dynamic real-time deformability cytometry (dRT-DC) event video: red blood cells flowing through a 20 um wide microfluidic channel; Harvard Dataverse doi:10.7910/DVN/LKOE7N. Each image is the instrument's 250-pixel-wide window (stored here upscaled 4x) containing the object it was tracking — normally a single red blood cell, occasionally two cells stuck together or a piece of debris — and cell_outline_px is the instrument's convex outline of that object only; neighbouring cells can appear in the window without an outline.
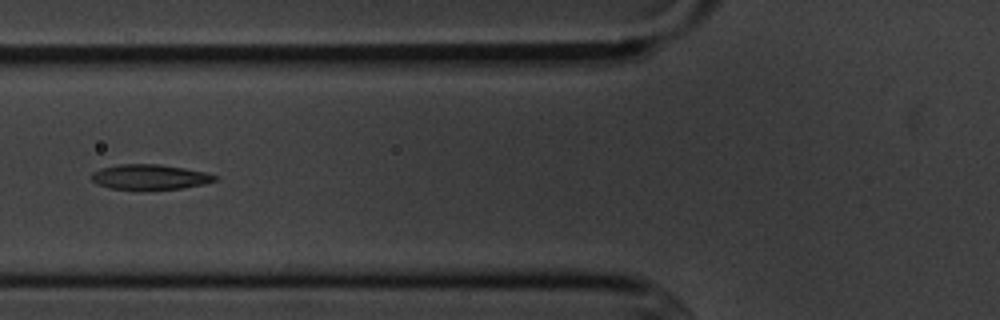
{"species": "common noctule bat (a hibernating species)", "species_latin": "Nyctalus noctula", "temperature_condition": "cold", "stored_images_in_passage": 3, "camera_frame_rate_fps": 3000, "um_per_image_px": 0.085, "animal": {"sex": "male", "body_mass_g": 20.1, "forearm_length_mm": 53.5}, "frame": {"image": 1, "passage_image": 3, "time_ms": 2.333, "image_size_px": [1000, 320], "cell_outline_px": [[216, 180], [204, 184], [184, 188], [148, 192], [108, 188], [96, 184], [88, 176], [92, 172], [100, 168], [120, 164], [160, 164], [184, 168], [204, 172], [216, 176]], "centroid_in_image_um": [12.66, 15.08], "position_along_channel_um": 113.1, "area_um2": 18.84}}